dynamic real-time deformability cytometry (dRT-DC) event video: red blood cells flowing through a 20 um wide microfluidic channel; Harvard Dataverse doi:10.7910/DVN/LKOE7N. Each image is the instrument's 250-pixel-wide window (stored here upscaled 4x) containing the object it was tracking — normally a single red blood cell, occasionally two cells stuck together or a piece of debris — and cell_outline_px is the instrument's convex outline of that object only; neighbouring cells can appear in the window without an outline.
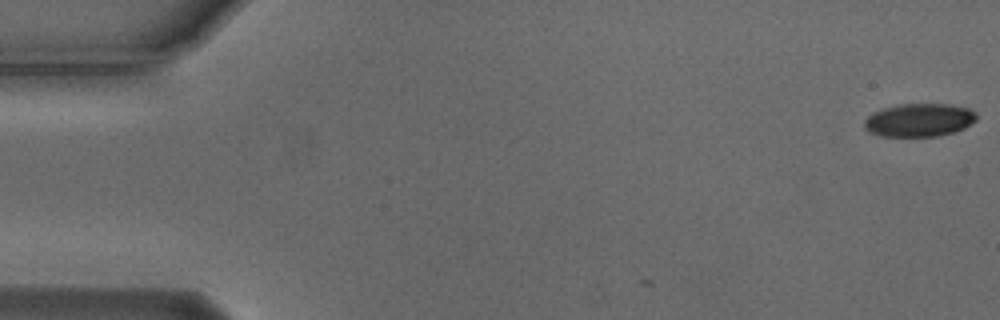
{"species": "Egyptian fruit bat (a non-hibernating species)", "species_latin": "Rousettus aegyptiacus", "temperature_condition": "cold", "stored_images_in_passage": 6, "camera_frame_rate_fps": 3000, "um_per_image_px": 0.085, "animal": {"sex": "male"}, "frame": {"image": 1, "passage_image": 1, "time_ms": 0.0, "image_size_px": [1000, 320], "cell_outline_px": [[976, 120], [964, 128], [952, 132], [936, 136], [884, 136], [868, 132], [864, 128], [864, 120], [872, 112], [884, 108], [900, 104], [952, 104], [968, 108], [976, 112]], "centroid_in_image_um": [78.12, 10.2], "position_along_channel_um": 6.9, "area_um2": 21.68}}